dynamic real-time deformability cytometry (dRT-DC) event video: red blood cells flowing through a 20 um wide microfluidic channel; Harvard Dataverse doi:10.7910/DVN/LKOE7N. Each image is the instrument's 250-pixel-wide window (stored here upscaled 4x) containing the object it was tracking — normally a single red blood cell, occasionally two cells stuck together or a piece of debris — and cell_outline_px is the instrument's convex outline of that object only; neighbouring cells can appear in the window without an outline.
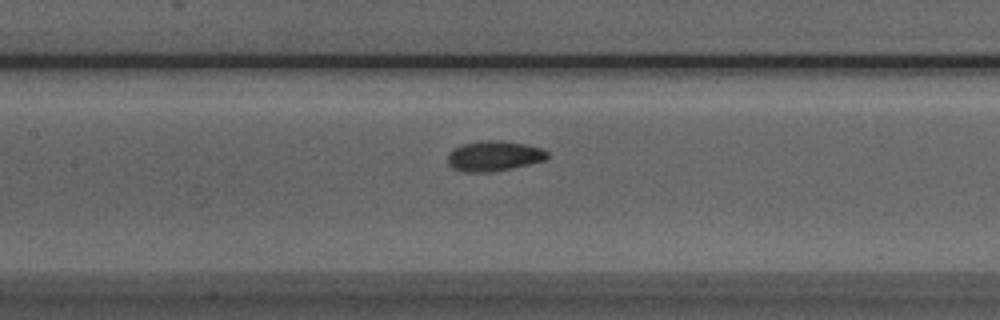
{"species": "Egyptian fruit bat (a non-hibernating species)", "species_latin": "Rousettus aegyptiacus", "temperature_condition": "room temperature", "stored_images_in_passage": 38, "camera_frame_rate_fps": 3000, "um_per_image_px": 0.085, "animal": {"sex": "male"}, "frame": {"image": 1, "passage_image": 16, "time_ms": 5.0, "image_size_px": [1000, 320], "cell_outline_px": [[548, 156], [544, 160], [528, 164], [488, 172], [468, 172], [452, 168], [448, 164], [448, 152], [452, 148], [460, 144], [480, 140], [500, 140], [524, 144], [544, 148], [548, 152]], "centroid_in_image_um": [41.94, 13.23], "position_along_channel_um": 165.5, "area_um2": 17.57}}
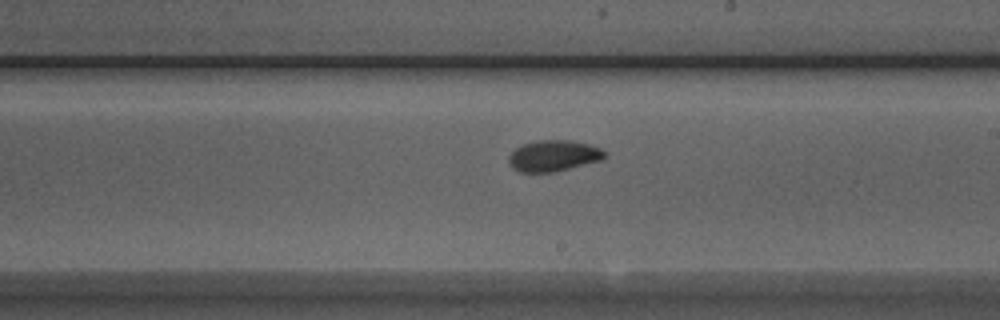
{"frame": {"image": 2, "passage_image": 22, "time_ms": 7.0, "image_size_px": [1000, 320], "cell_outline_px": [[604, 156], [600, 160], [556, 172], [520, 172], [512, 168], [508, 164], [508, 156], [516, 148], [524, 144], [536, 140], [572, 140], [588, 144], [600, 148], [604, 152]], "centroid_in_image_um": [47.0, 13.24], "position_along_channel_um": 242.0, "area_um2": 17.34}}
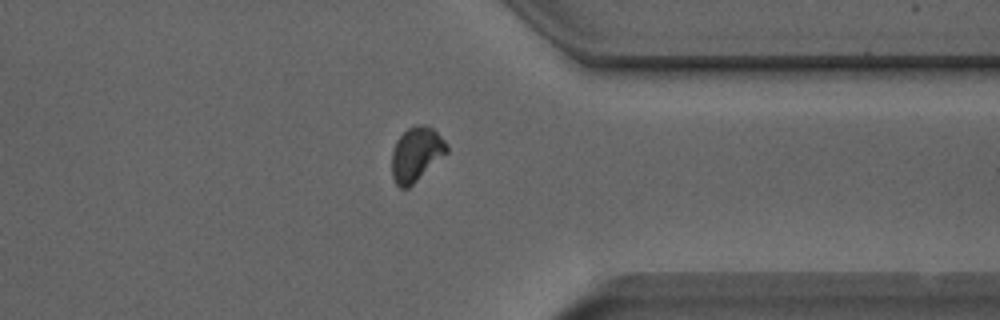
{"frame": {"image": 3, "passage_image": 33, "time_ms": 10.667, "image_size_px": [1000, 320], "cell_outline_px": [[448, 152], [408, 188], [400, 188], [396, 184], [392, 176], [392, 152], [396, 140], [408, 128], [416, 124], [424, 124], [432, 128], [448, 144]], "centroid_in_image_um": [35.38, 13.09], "position_along_channel_um": 376.0, "area_um2": 17.28}, "authors_computed_cell_mechanics": {"area_um2": 17.3689, "velocity_mm_per_s": 3.848, "shape_relaxation_time_tau1_ms": 4.0346, "shape_relaxation_time_tau2_ms": 1.8878, "deformation_change_tau1": 0.0948, "deformation_change_tau2": 0.0563}}